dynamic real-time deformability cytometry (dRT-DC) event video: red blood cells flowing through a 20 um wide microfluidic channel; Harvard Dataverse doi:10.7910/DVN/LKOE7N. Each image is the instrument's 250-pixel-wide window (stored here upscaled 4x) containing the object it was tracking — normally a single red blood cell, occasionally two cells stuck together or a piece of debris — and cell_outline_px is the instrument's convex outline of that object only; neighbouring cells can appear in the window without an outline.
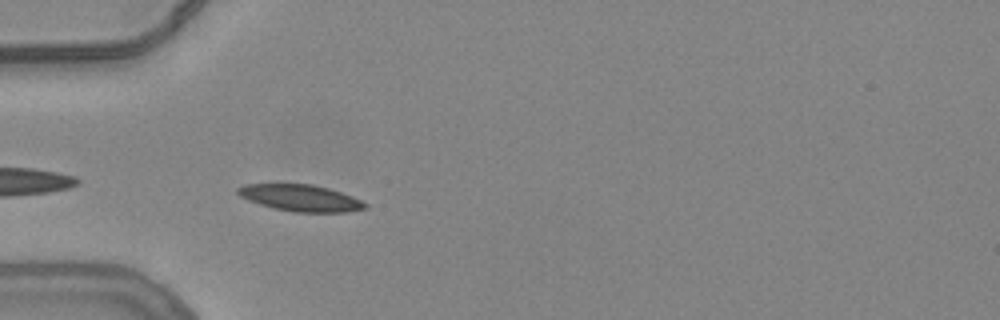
{"species": "common noctule bat (a hibernating species)", "species_latin": "Nyctalus noctula", "temperature_condition": "warm", "stored_images_in_passage": 8, "camera_frame_rate_fps": 3000, "um_per_image_px": 0.085, "animal": {"sex": "female", "body_mass_g": 24.6, "forearm_length_mm": 56.2}, "frame": {"image": 1, "passage_image": 2, "time_ms": 0.333, "image_size_px": [1000, 320], "cell_outline_px": [[368, 208], [348, 212], [296, 212], [272, 208], [248, 200], [240, 196], [236, 192], [236, 188], [244, 184], [312, 184], [328, 188], [352, 196], [368, 204]], "centroid_in_image_um": [25.54, 16.83], "position_along_channel_um": 59.5, "area_um2": 19.77}}
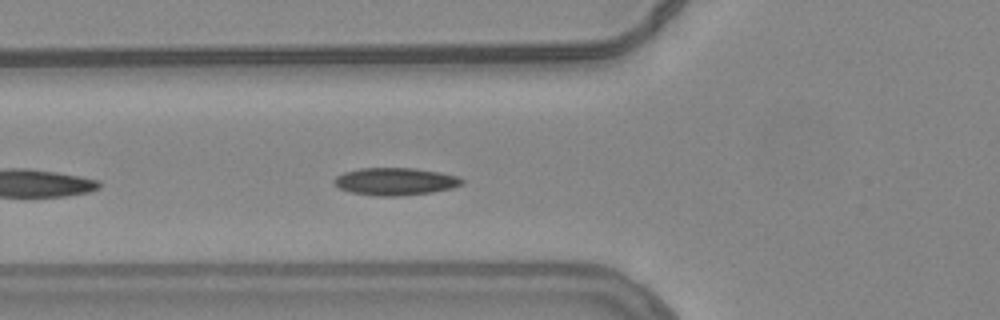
{"frame": {"image": 2, "passage_image": 5, "time_ms": 1.333, "image_size_px": [1000, 320], "cell_outline_px": [[464, 184], [452, 188], [432, 192], [400, 196], [376, 196], [352, 192], [340, 188], [332, 180], [336, 176], [344, 172], [360, 168], [416, 168], [440, 172], [456, 176], [464, 180]], "centroid_in_image_um": [33.62, 15.42], "position_along_channel_um": 92.2, "area_um2": 20.46}}